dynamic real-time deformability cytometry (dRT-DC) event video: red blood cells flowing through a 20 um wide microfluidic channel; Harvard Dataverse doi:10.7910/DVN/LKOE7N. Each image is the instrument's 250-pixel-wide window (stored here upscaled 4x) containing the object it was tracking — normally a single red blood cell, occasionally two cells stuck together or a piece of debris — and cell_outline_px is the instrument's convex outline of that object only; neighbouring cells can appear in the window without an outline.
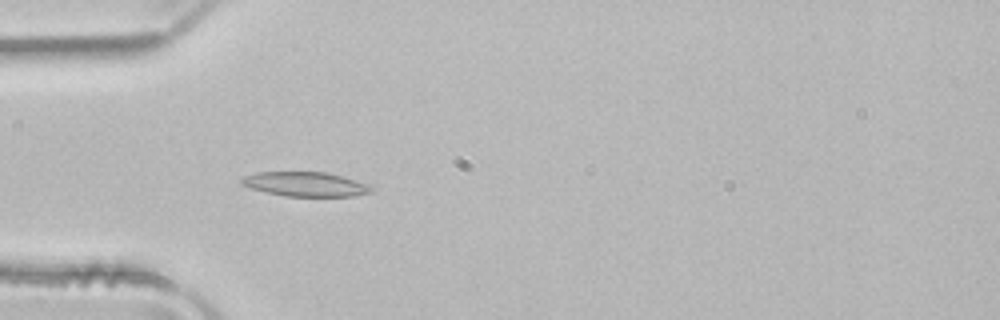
{"species": "common noctule bat (a hibernating species)", "species_latin": "Nyctalus noctula", "temperature_condition": "room temperature", "stored_images_in_passage": 44, "camera_frame_rate_fps": 3000, "um_per_image_px": 0.085, "animal": {"sex": "male", "body_mass_g": 21.5, "forearm_length_mm": 52.0}, "frame": {"image": 1, "passage_image": 8, "time_ms": 2.333, "image_size_px": [1000, 320], "cell_outline_px": [[372, 192], [352, 196], [284, 196], [252, 188], [240, 184], [240, 180], [244, 176], [256, 172], [324, 172], [340, 176], [368, 184], [372, 188]], "centroid_in_image_um": [25.93, 15.65], "position_along_channel_um": 59.1, "area_um2": 18.21}}
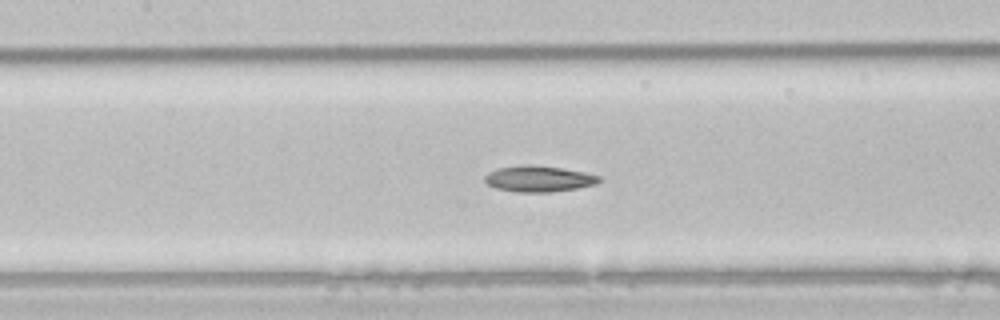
{"frame": {"image": 2, "passage_image": 16, "time_ms": 5.0, "image_size_px": [1000, 320], "cell_outline_px": [[600, 180], [596, 184], [576, 188], [552, 192], [516, 192], [496, 188], [488, 184], [484, 180], [484, 176], [488, 172], [496, 168], [524, 164], [528, 164], [560, 168], [584, 172], [600, 176]], "centroid_in_image_um": [45.75, 15.19], "position_along_channel_um": 161.6, "area_um2": 17.34}}
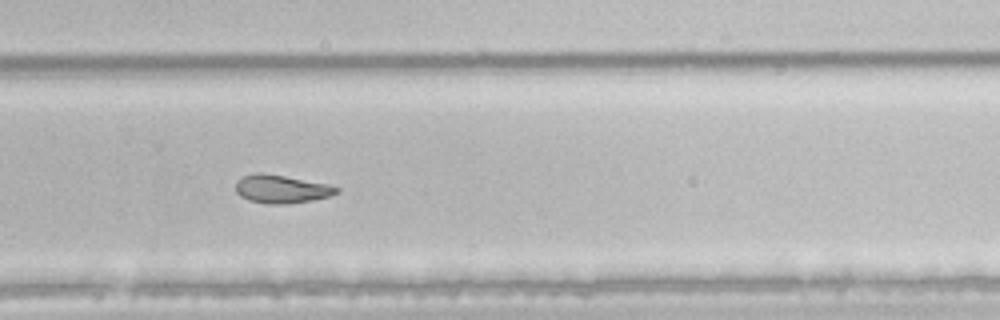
{"frame": {"image": 3, "passage_image": 27, "time_ms": 8.667, "image_size_px": [1000, 320], "cell_outline_px": [[340, 192], [328, 196], [312, 200], [288, 204], [268, 204], [248, 200], [240, 196], [236, 192], [236, 180], [244, 176], [256, 172], [260, 172], [284, 176], [328, 184], [340, 188]], "centroid_in_image_um": [23.9, 16.07], "position_along_channel_um": 305.9, "area_um2": 16.59}, "authors_computed_cell_mechanics": {"area_um2": 18.0047, "velocity_mm_per_s": 3.9569, "shape_relaxation_time_tau1_ms": 9.4216, "shape_relaxation_time_tau2_ms": 3.7136, "deformation_change_tau1": 0.2038, "deformation_change_tau2": 0.0914}}